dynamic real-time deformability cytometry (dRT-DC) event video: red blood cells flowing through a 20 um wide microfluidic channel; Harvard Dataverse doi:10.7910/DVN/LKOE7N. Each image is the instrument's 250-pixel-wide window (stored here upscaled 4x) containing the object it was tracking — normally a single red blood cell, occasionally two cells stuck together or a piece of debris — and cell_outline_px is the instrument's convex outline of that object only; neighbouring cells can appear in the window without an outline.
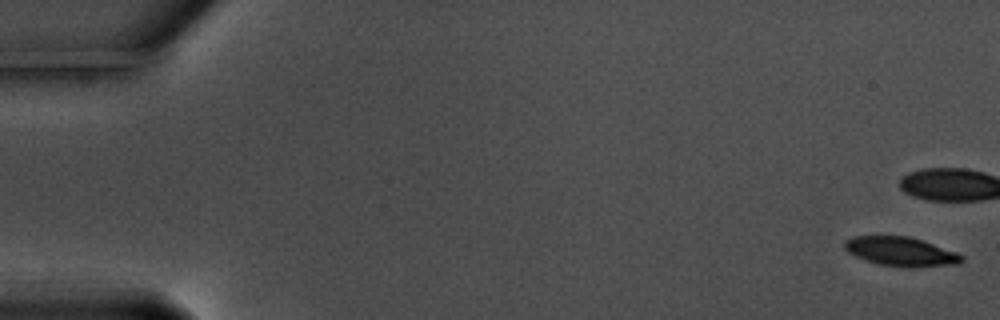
{"species": "common noctule bat (a hibernating species)", "species_latin": "Nyctalus noctula", "temperature_condition": "warm", "stored_images_in_passage": 46, "camera_frame_rate_fps": 3000, "um_per_image_px": 0.085, "animal": {"sex": "male", "body_mass_g": 17.5, "forearm_length_mm": 52.3}, "frame": {"image": 1, "passage_image": 1, "time_ms": 0.0, "image_size_px": [1000, 320], "cell_outline_px": [[964, 260], [960, 264], [912, 268], [908, 268], [880, 264], [864, 260], [848, 252], [844, 248], [844, 240], [852, 236], [908, 236], [956, 252], [964, 256]], "centroid_in_image_um": [76.57, 21.39], "position_along_channel_um": 8.4, "area_um2": 19.94}}